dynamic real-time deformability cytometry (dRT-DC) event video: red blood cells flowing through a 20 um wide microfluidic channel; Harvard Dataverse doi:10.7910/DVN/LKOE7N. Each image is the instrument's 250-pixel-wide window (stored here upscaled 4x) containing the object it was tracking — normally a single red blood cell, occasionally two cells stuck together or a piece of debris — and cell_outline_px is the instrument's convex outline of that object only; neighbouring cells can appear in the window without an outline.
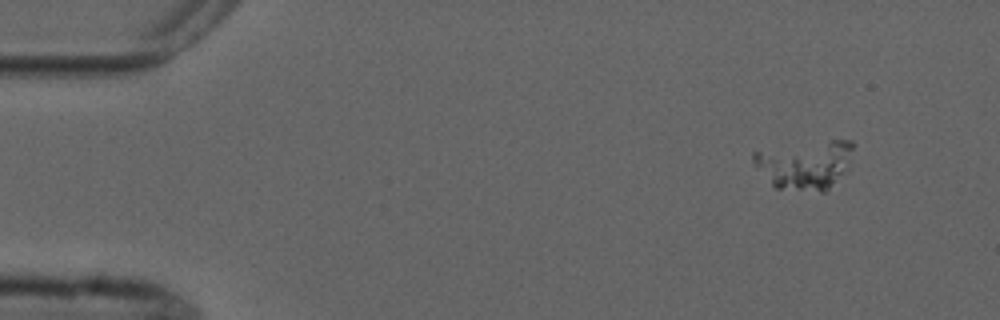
{"species": "common noctule bat (a hibernating species)", "species_latin": "Nyctalus noctula", "temperature_condition": "cold", "stored_images_in_passage": 6, "camera_frame_rate_fps": 3000, "um_per_image_px": 0.085, "animal": {"sex": "male", "forearm_length_mm": 52.5}, "frame": {"image": 1, "passage_image": 2, "time_ms": 1.333, "image_size_px": [1000, 320], "cell_outline_px": [[856, 144], [840, 172], [828, 188], [824, 192], [820, 192], [776, 188], [772, 184], [752, 160], [752, 152], [828, 140], [852, 140]], "centroid_in_image_um": [68.39, 13.98], "position_along_channel_um": 16.6, "area_um2": 26.99}}
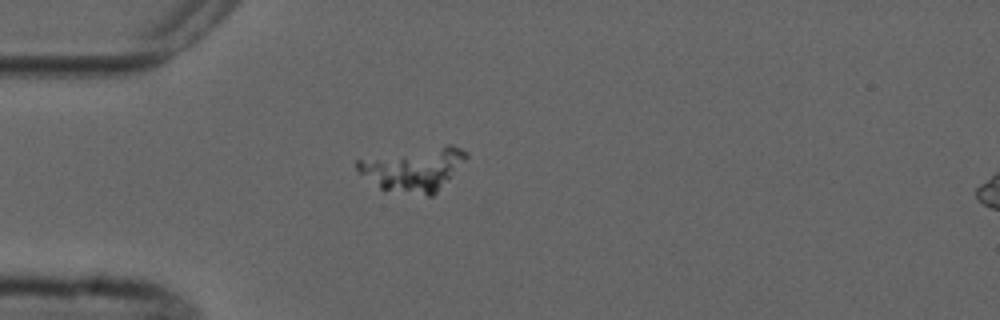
{"frame": {"image": 2, "passage_image": 5, "time_ms": 4.667, "image_size_px": [1000, 320], "cell_outline_px": [[468, 156], [436, 192], [432, 196], [428, 196], [380, 188], [360, 172], [356, 168], [356, 160], [448, 144], [452, 144], [468, 152]], "centroid_in_image_um": [35.17, 14.36], "position_along_channel_um": 49.8, "area_um2": 26.7}}